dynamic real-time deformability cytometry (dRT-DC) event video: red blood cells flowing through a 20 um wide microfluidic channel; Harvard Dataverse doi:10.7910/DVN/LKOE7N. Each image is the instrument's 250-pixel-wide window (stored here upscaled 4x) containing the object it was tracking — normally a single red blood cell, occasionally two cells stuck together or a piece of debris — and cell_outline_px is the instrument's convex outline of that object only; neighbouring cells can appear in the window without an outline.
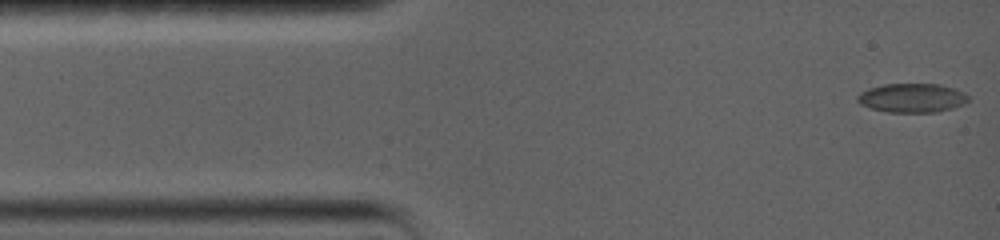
{"species": "common noctule bat (a hibernating species)", "species_latin": "Nyctalus noctula", "temperature_condition": "warm", "stored_images_in_passage": 56, "camera_frame_rate_fps": 5000, "um_per_image_px": 0.085, "animal": {"sex": "female", "body_mass_g": 19.0, "forearm_length_mm": 56.7}, "frame": {"image": 1, "passage_image": 1, "time_ms": 0.0, "image_size_px": [1000, 240], "cell_outline_px": [[968, 100], [964, 104], [952, 108], [936, 112], [888, 112], [872, 108], [860, 104], [856, 100], [856, 96], [860, 92], [868, 88], [884, 84], [940, 84], [964, 92], [968, 96]], "centroid_in_image_um": [77.5, 8.32], "position_along_channel_um": 7.5, "area_um2": 18.73}}
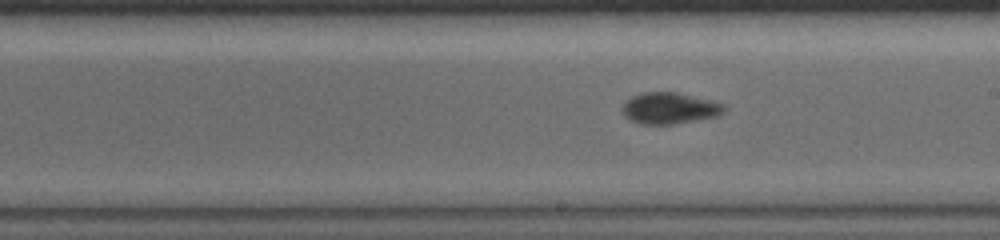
{"frame": {"image": 2, "passage_image": 17, "time_ms": 8.4, "image_size_px": [1000, 240], "cell_outline_px": [[728, 108], [720, 116], [672, 124], [640, 124], [624, 116], [624, 104], [632, 96], [644, 92], [676, 92], [712, 100], [724, 104]], "centroid_in_image_um": [56.99, 9.2], "position_along_channel_um": 232.0, "area_um2": 18.55}}
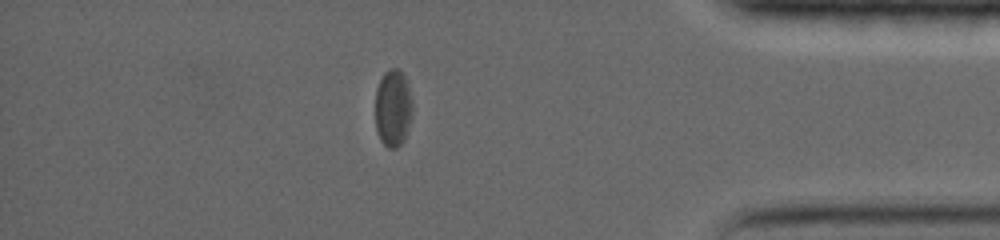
{"frame": {"image": 3, "passage_image": 40, "time_ms": 14.0, "image_size_px": [1000, 240], "cell_outline_px": [[412, 116], [404, 140], [396, 148], [388, 148], [380, 140], [376, 128], [376, 88], [384, 72], [388, 68], [400, 68], [404, 76], [412, 100]], "centroid_in_image_um": [33.4, 9.18], "position_along_channel_um": 401.8, "area_um2": 16.76}, "authors_computed_cell_mechanics": {"area_um2": 17.9758, "velocity_mm_per_s": 3.5715, "shape_relaxation_time_tau1_ms": null, "shape_relaxation_time_tau2_ms": 1.8269, "deformation_change_tau1": null, "deformation_change_tau2": 0.0566}}